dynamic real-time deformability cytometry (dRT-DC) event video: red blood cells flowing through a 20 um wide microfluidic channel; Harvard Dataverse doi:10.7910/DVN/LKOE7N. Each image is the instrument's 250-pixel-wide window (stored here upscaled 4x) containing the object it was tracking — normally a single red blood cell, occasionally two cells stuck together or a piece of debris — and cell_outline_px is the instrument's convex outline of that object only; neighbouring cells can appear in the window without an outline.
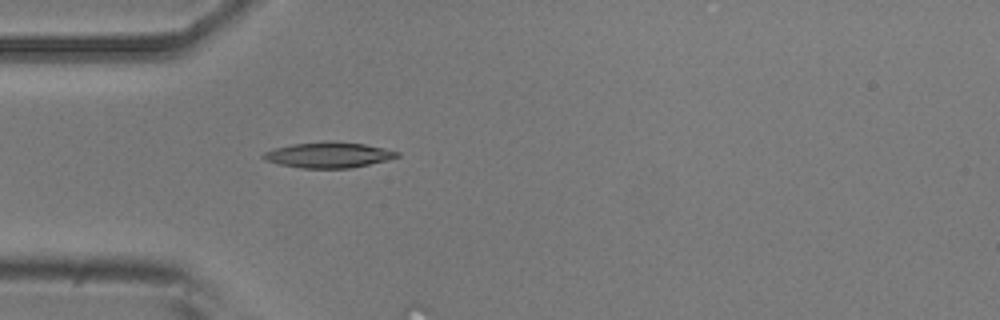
{"species": "common noctule bat (a hibernating species)", "species_latin": "Nyctalus noctula", "temperature_condition": "room temperature", "stored_images_in_passage": 17, "camera_frame_rate_fps": 3000, "um_per_image_px": 0.085, "animal": {"sex": "male", "body_mass_g": 20.5, "forearm_length_mm": 52.5}, "frame": {"image": 1, "passage_image": 15, "time_ms": 4.667, "image_size_px": [1000, 320], "cell_outline_px": [[400, 156], [388, 160], [352, 168], [300, 168], [280, 164], [264, 160], [260, 156], [264, 152], [272, 148], [292, 144], [324, 140], [328, 140], [364, 144], [384, 148], [400, 152]], "centroid_in_image_um": [27.9, 13.16], "position_along_channel_um": 57.1, "area_um2": 20.29}}